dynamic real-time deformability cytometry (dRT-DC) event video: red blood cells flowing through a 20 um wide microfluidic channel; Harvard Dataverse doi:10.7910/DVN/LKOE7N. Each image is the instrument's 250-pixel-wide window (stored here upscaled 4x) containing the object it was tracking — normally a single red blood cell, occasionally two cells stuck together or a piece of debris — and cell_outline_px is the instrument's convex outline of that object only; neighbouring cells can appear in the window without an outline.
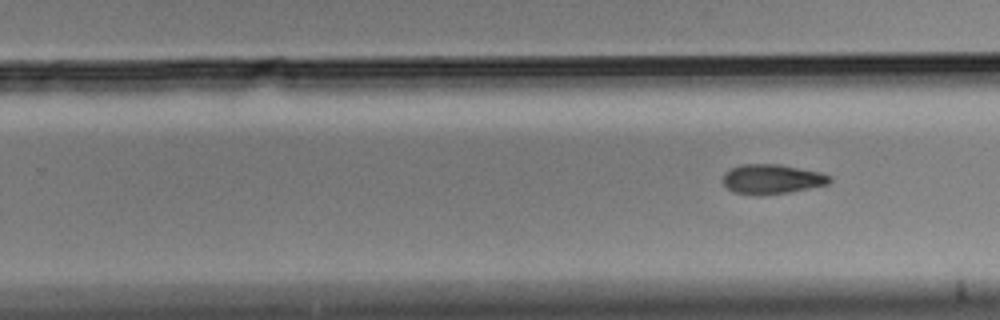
{"species": "Egyptian fruit bat (a non-hibernating species)", "species_latin": "Rousettus aegyptiacus", "temperature_condition": "cold", "stored_images_in_passage": 11, "segment_of_instrument_passage": [2, 2], "camera_frame_rate_fps": 3000, "um_per_image_px": 0.085, "animal": {"sex": "male"}, "frame": {"image": 1, "passage_image": 11, "time_ms": 3.333, "image_size_px": [1000, 320], "cell_outline_px": [[832, 180], [828, 184], [788, 192], [760, 196], [732, 192], [720, 180], [724, 172], [740, 164], [780, 164], [820, 172], [832, 176]], "centroid_in_image_um": [65.57, 15.22], "position_along_channel_um": 264.2, "area_um2": 18.67}}